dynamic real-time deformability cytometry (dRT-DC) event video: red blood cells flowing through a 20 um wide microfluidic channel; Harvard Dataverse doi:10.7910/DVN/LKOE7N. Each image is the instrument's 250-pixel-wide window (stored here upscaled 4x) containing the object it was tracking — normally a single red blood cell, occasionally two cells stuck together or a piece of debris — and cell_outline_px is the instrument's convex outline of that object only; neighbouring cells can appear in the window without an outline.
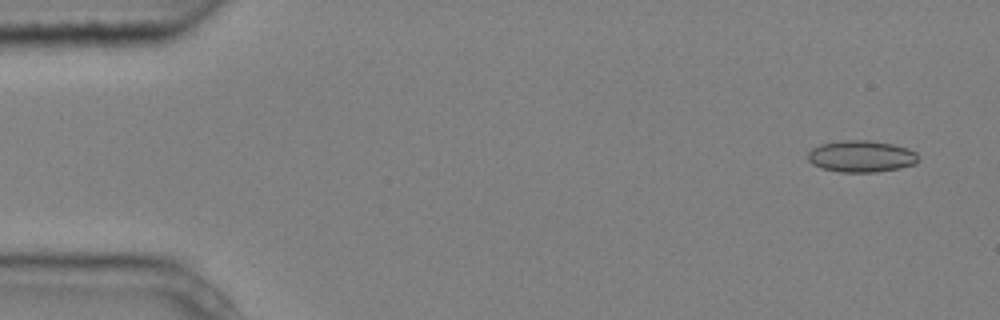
{"species": "common noctule bat (a hibernating species)", "species_latin": "Nyctalus noctula", "temperature_condition": "cold", "stored_images_in_passage": 7, "camera_frame_rate_fps": 3000, "um_per_image_px": 0.085, "animal": {"sex": "male", "body_mass_g": 20.4}, "frame": {"image": 1, "passage_image": 1, "time_ms": 0.0, "image_size_px": [1000, 320], "cell_outline_px": [[920, 160], [916, 164], [900, 168], [876, 172], [840, 172], [820, 168], [812, 164], [808, 160], [808, 152], [812, 148], [820, 144], [844, 140], [868, 140], [892, 144], [908, 148], [916, 152]], "centroid_in_image_um": [73.22, 13.29], "position_along_channel_um": 11.8, "area_um2": 20.58}}
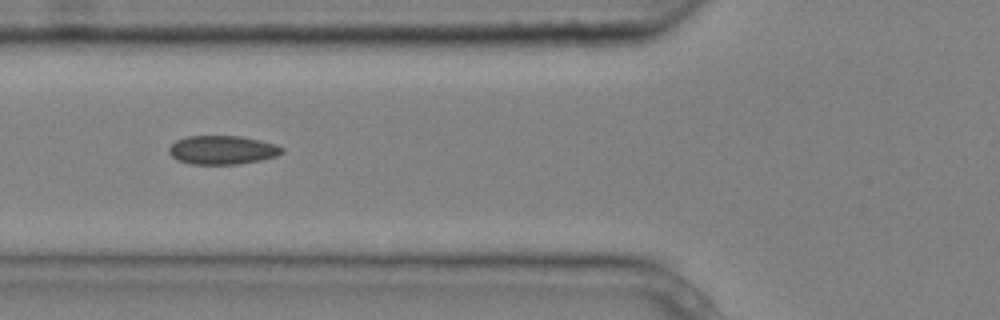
{"frame": {"image": 2, "passage_image": 5, "time_ms": 1.333, "image_size_px": [1000, 320], "cell_outline_px": [[284, 152], [276, 156], [260, 160], [240, 164], [192, 164], [176, 160], [168, 152], [168, 148], [176, 140], [188, 136], [240, 136], [260, 140], [276, 144], [284, 148]], "centroid_in_image_um": [18.9, 12.75], "position_along_channel_um": 106.9, "area_um2": 19.02}}
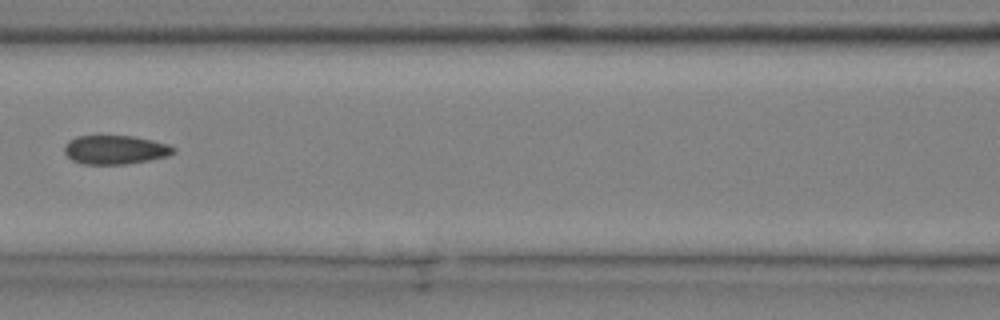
{"frame": {"image": 3, "passage_image": 6, "time_ms": 1.667, "image_size_px": [1000, 320], "cell_outline_px": [[176, 152], [168, 156], [148, 160], [124, 164], [84, 164], [72, 160], [64, 152], [64, 144], [68, 140], [76, 136], [132, 136], [152, 140], [168, 144], [176, 148]], "centroid_in_image_um": [9.78, 12.72], "position_along_channel_um": 156.8, "area_um2": 18.38}}